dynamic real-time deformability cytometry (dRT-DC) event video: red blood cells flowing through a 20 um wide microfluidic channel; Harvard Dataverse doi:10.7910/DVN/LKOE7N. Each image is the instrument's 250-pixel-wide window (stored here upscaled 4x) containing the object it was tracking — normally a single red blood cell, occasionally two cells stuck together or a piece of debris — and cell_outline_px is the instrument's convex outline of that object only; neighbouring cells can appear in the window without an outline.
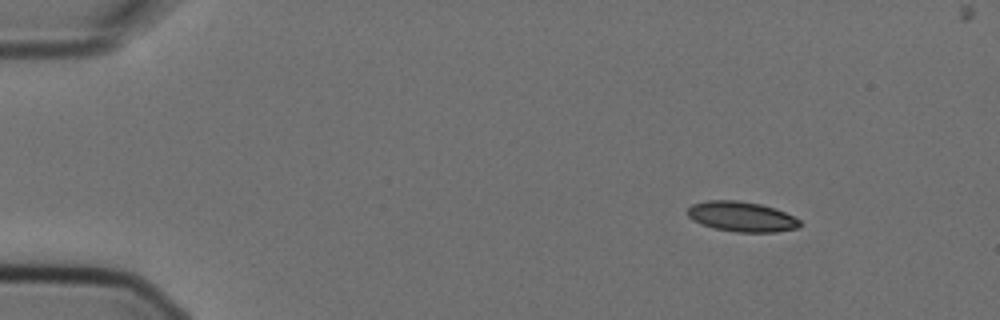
{"species": "Egyptian fruit bat (a non-hibernating species)", "species_latin": "Rousettus aegyptiacus", "temperature_condition": "cold", "stored_images_in_passage": 3, "camera_frame_rate_fps": 3000, "um_per_image_px": 0.085, "animal": {"sex": "female"}, "frame": {"image": 1, "passage_image": 1, "time_ms": 0.0, "image_size_px": [1000, 320], "cell_outline_px": [[800, 228], [776, 232], [736, 232], [712, 228], [692, 220], [688, 216], [688, 208], [692, 204], [708, 200], [736, 200], [760, 204], [776, 208], [800, 220]], "centroid_in_image_um": [63.04, 18.42], "position_along_channel_um": 22.0, "area_um2": 19.77}}
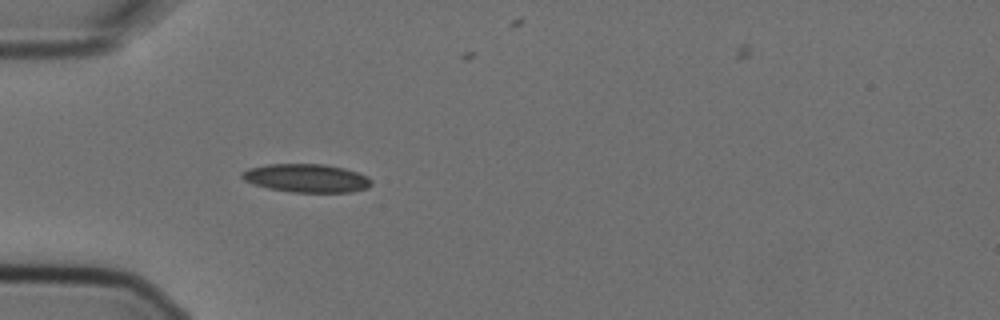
{"frame": {"image": 2, "passage_image": 3, "time_ms": 0.667, "image_size_px": [1000, 320], "cell_outline_px": [[372, 184], [368, 188], [352, 192], [292, 192], [268, 188], [252, 184], [244, 180], [240, 176], [240, 172], [248, 168], [268, 164], [324, 164], [344, 168], [368, 176], [372, 180]], "centroid_in_image_um": [26.04, 15.14], "position_along_channel_um": 59.0, "area_um2": 21.56}}